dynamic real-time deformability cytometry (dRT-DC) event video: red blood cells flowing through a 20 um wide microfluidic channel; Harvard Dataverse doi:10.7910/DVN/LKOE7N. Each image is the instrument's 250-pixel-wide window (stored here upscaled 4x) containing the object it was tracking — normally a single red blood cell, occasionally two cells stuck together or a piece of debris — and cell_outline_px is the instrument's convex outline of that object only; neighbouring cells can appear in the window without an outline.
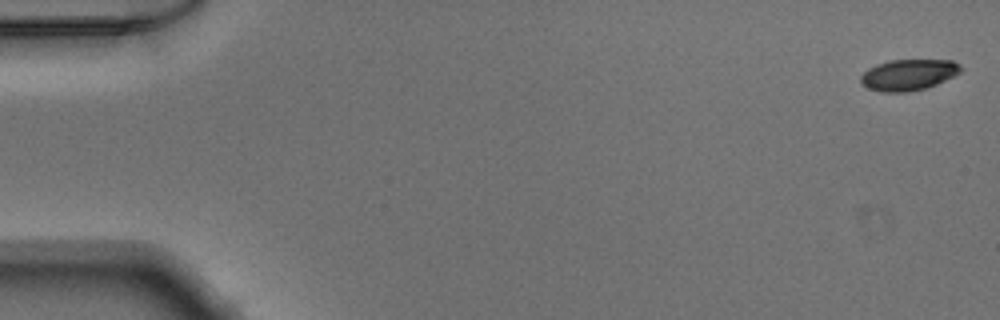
{"species": "Egyptian fruit bat (a non-hibernating species)", "species_latin": "Rousettus aegyptiacus", "temperature_condition": "warm", "stored_images_in_passage": 51, "camera_frame_rate_fps": 3000, "um_per_image_px": 0.085, "animal": {"sex": "male"}, "frame": {"image": 1, "passage_image": 1, "time_ms": 0.0, "image_size_px": [1000, 320], "cell_outline_px": [[964, 68], [960, 72], [936, 84], [924, 88], [908, 92], [880, 92], [868, 88], [860, 84], [860, 76], [868, 68], [876, 64], [888, 60], [952, 60], [960, 64]], "centroid_in_image_um": [77.19, 6.35], "position_along_channel_um": 7.8, "area_um2": 18.21}}
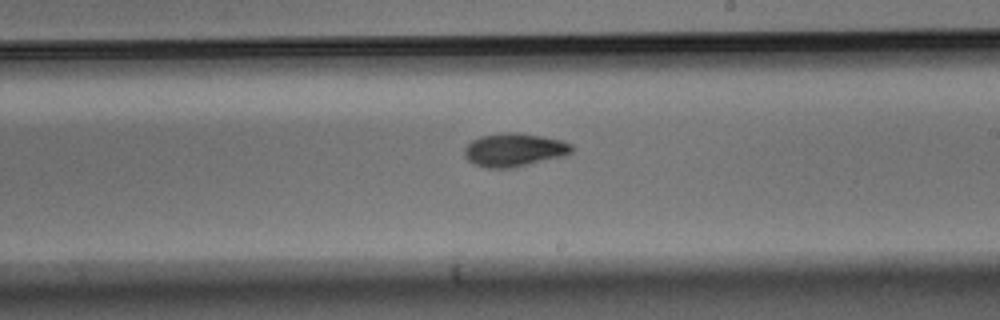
{"frame": {"image": 2, "passage_image": 30, "time_ms": 9.667, "image_size_px": [1000, 320], "cell_outline_px": [[572, 152], [564, 156], [516, 168], [488, 168], [476, 164], [468, 160], [464, 156], [464, 148], [472, 140], [480, 136], [508, 132], [520, 132], [560, 140], [572, 144]], "centroid_in_image_um": [43.71, 12.75], "position_along_channel_um": 245.3, "area_um2": 20.92}}
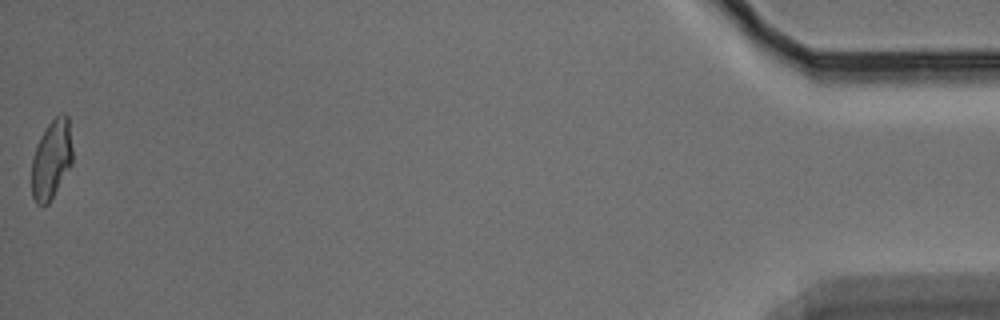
{"frame": {"image": 3, "passage_image": 51, "time_ms": 16.667, "image_size_px": [1000, 320], "cell_outline_px": [[72, 164], [52, 200], [48, 204], [36, 204], [32, 196], [32, 160], [36, 144], [44, 128], [60, 112], [64, 112], [68, 116], [72, 148]], "centroid_in_image_um": [4.38, 13.54], "position_along_channel_um": 430.8, "area_um2": 19.13}}